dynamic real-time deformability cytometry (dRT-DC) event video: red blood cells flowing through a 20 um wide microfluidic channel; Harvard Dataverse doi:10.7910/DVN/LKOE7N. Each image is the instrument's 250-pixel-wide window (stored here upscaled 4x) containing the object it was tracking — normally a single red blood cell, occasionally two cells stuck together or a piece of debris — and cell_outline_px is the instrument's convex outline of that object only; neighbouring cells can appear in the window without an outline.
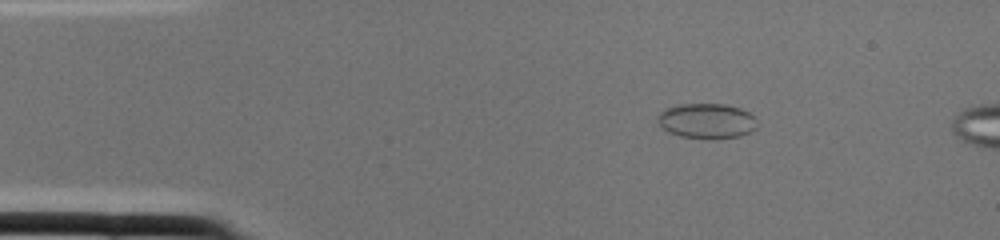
{"species": "common noctule bat (a hibernating species)", "species_latin": "Nyctalus noctula", "temperature_condition": "cold", "stored_images_in_passage": 2, "camera_frame_rate_fps": 3000, "um_per_image_px": 0.085, "animal": {"sex": "female", "body_mass_g": 22.0, "forearm_length_mm": 56.7}, "frame": {"image": 1, "passage_image": 1, "time_ms": 0.0, "image_size_px": [1000, 240], "cell_outline_px": [[756, 128], [752, 132], [740, 136], [716, 140], [712, 140], [680, 136], [668, 132], [656, 120], [656, 116], [664, 108], [680, 104], [724, 104], [740, 108], [748, 112], [756, 120]], "centroid_in_image_um": [60.06, 10.3], "position_along_channel_um": 24.9, "area_um2": 20.69}}